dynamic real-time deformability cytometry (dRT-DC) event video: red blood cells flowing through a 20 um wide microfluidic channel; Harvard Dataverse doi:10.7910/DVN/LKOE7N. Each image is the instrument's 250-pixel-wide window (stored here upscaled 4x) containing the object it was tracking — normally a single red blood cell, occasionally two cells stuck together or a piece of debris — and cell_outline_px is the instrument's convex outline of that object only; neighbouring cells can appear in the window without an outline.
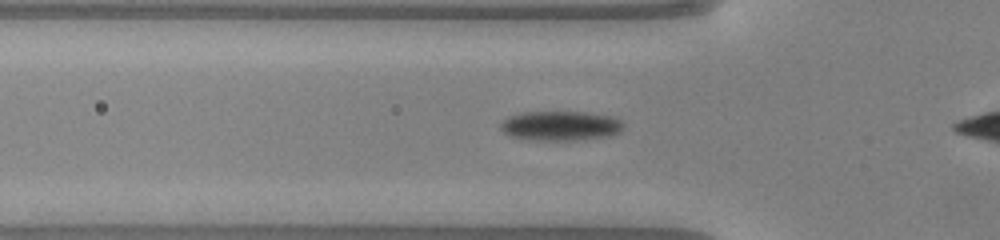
{"species": "common noctule bat (a hibernating species)", "species_latin": "Nyctalus noctula", "temperature_condition": "warm", "stored_images_in_passage": 35, "camera_frame_rate_fps": 3000, "um_per_image_px": 0.085, "animal": {"sex": "male", "body_mass_g": 20.0, "forearm_length_mm": 53.3}, "frame": {"image": 1, "passage_image": 11, "time_ms": 3.333, "image_size_px": [1000, 240], "cell_outline_px": [[624, 124], [620, 132], [612, 136], [584, 140], [520, 140], [508, 136], [500, 128], [500, 124], [504, 120], [512, 116], [524, 112], [584, 112], [608, 116], [620, 120]], "centroid_in_image_um": [47.63, 10.72], "position_along_channel_um": 78.2, "area_um2": 21.39}}
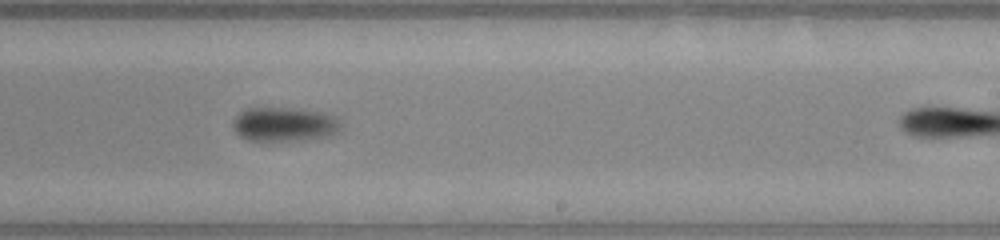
{"frame": {"image": 2, "passage_image": 25, "time_ms": 8.0, "image_size_px": [1000, 240], "cell_outline_px": [[340, 124], [336, 132], [304, 140], [268, 144], [248, 140], [240, 136], [236, 132], [232, 124], [232, 120], [240, 112], [248, 108], [292, 108], [320, 112], [336, 116]], "centroid_in_image_um": [24.07, 10.6], "position_along_channel_um": 264.9, "area_um2": 21.85}}
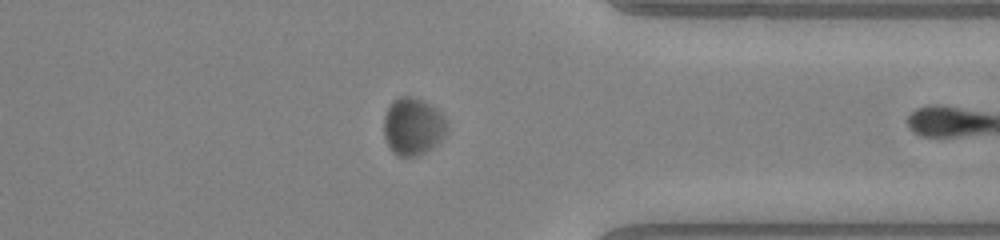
{"frame": {"image": 3, "passage_image": 34, "time_ms": 11.0, "image_size_px": [1000, 240], "cell_outline_px": [[448, 124], [440, 140], [436, 144], [424, 152], [416, 156], [396, 156], [392, 152], [384, 136], [384, 116], [392, 100], [400, 96], [408, 96], [420, 100], [428, 104], [440, 112], [444, 116]], "centroid_in_image_um": [35.06, 10.75], "position_along_channel_um": 376.3, "area_um2": 20.81}}